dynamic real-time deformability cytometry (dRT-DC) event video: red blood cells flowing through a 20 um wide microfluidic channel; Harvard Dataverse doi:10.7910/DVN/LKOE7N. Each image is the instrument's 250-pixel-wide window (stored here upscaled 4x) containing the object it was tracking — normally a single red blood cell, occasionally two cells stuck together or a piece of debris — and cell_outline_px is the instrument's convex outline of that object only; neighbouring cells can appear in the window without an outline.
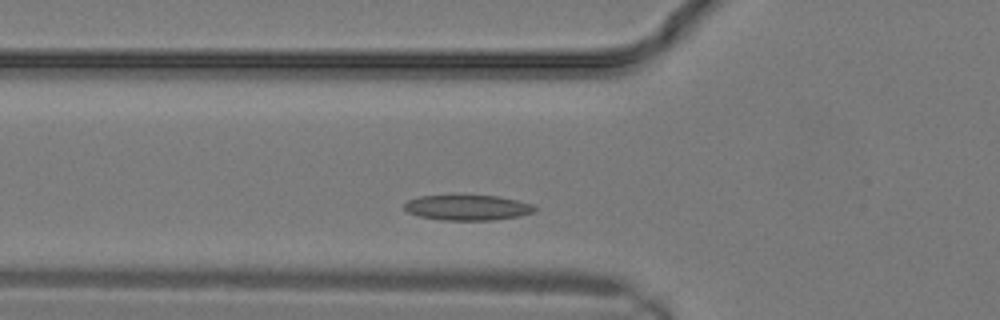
{"species": "common noctule bat (a hibernating species)", "species_latin": "Nyctalus noctula", "temperature_condition": "warm", "stored_images_in_passage": 5, "camera_frame_rate_fps": 3000, "um_per_image_px": 0.085, "animal": {"sex": "male", "body_mass_g": 19.2, "forearm_length_mm": 51.8}, "frame": {"image": 1, "passage_image": 3, "time_ms": 0.667, "image_size_px": [1000, 320], "cell_outline_px": [[536, 212], [520, 216], [492, 220], [440, 220], [420, 216], [408, 212], [404, 208], [404, 204], [408, 200], [420, 196], [496, 196], [516, 200], [532, 204], [536, 208]], "centroid_in_image_um": [39.76, 17.66], "position_along_channel_um": 86.0, "area_um2": 19.07}}
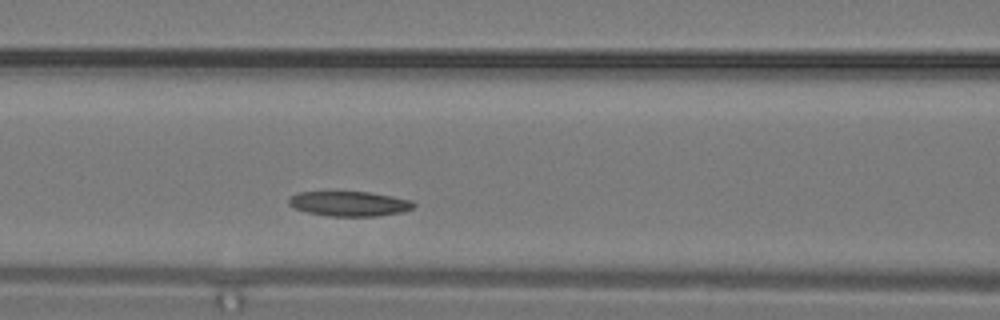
{"frame": {"image": 2, "passage_image": 5, "time_ms": 1.333, "image_size_px": [1000, 320], "cell_outline_px": [[416, 204], [412, 208], [400, 212], [376, 216], [328, 216], [308, 212], [296, 208], [288, 204], [288, 200], [292, 196], [300, 192], [368, 192], [392, 196], [412, 200]], "centroid_in_image_um": [29.71, 17.31], "position_along_channel_um": 136.9, "area_um2": 17.86}}